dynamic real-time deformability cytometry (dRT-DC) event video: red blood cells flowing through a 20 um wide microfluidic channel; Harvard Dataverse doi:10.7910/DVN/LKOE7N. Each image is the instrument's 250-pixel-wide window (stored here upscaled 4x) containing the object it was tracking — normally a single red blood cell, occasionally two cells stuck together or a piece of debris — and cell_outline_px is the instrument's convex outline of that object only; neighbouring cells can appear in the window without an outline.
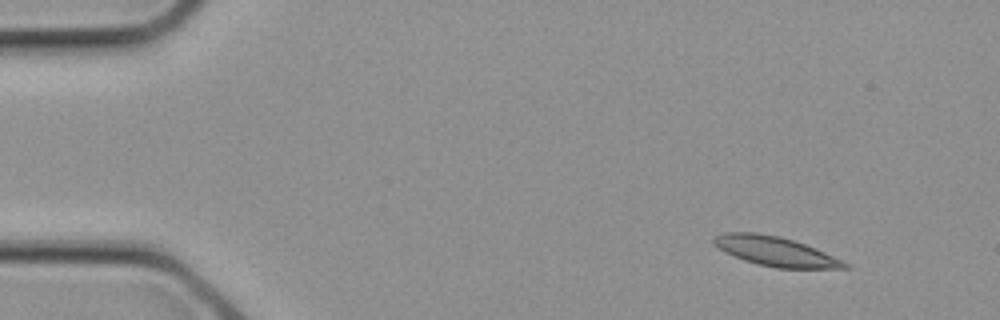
{"species": "common noctule bat (a hibernating species)", "species_latin": "Nyctalus noctula", "temperature_condition": "cold", "stored_images_in_passage": 2, "camera_frame_rate_fps": 3000, "um_per_image_px": 0.085, "animal": {"sex": "female", "body_mass_g": 21.9}, "frame": {"image": 1, "passage_image": 1, "time_ms": 0.0, "image_size_px": [1000, 320], "cell_outline_px": [[852, 268], [776, 268], [756, 264], [744, 260], [712, 244], [712, 240], [716, 236], [724, 232], [756, 232], [780, 236], [816, 248], [848, 264]], "centroid_in_image_um": [65.89, 21.35], "position_along_channel_um": 19.1, "area_um2": 22.14}}
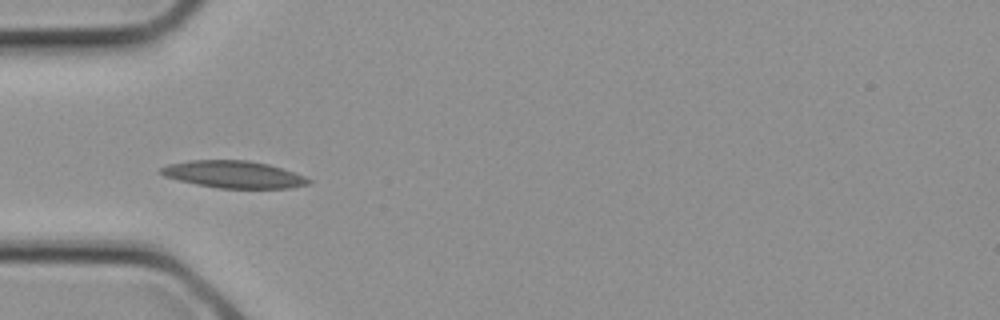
{"frame": {"image": 2, "passage_image": 2, "time_ms": 0.333, "image_size_px": [1000, 320], "cell_outline_px": [[312, 180], [308, 184], [292, 188], [220, 188], [196, 184], [164, 176], [160, 172], [160, 168], [168, 164], [188, 160], [248, 160], [268, 164], [304, 176]], "centroid_in_image_um": [19.85, 14.82], "position_along_channel_um": 65.2, "area_um2": 23.18}}